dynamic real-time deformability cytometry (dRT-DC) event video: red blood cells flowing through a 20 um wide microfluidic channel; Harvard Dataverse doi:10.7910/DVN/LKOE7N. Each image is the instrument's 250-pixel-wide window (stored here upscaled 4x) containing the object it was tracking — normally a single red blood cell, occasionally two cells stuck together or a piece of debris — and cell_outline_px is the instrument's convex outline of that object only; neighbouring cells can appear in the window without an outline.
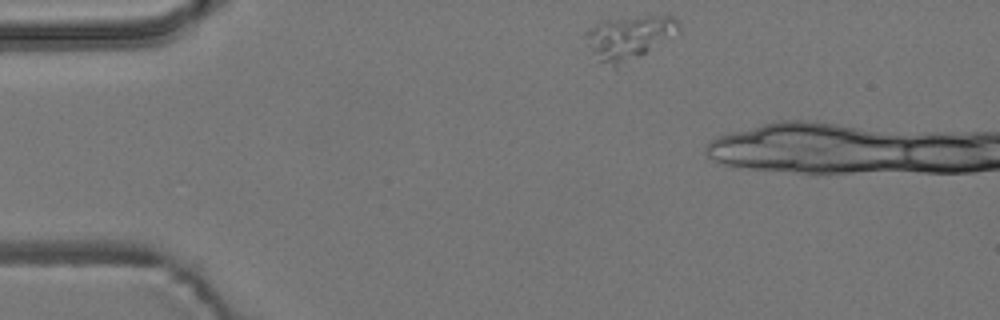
{"species": "common noctule bat (a hibernating species)", "species_latin": "Nyctalus noctula", "temperature_condition": "room temperature", "stored_images_in_passage": 3, "camera_frame_rate_fps": 3000, "um_per_image_px": 0.085, "animal": {"sex": "male", "body_mass_g": 19.2, "forearm_length_mm": 51.8}, "frame": {"image": 1, "passage_image": 1, "time_ms": 0.0, "image_size_px": [1000, 320], "cell_outline_px": [[680, 32], [644, 52], [616, 64], [612, 64], [600, 60], [588, 44], [584, 36], [596, 24], [604, 20], [648, 16], [672, 16], [680, 20]], "centroid_in_image_um": [53.54, 3.09], "position_along_channel_um": 31.5, "area_um2": 22.14}}